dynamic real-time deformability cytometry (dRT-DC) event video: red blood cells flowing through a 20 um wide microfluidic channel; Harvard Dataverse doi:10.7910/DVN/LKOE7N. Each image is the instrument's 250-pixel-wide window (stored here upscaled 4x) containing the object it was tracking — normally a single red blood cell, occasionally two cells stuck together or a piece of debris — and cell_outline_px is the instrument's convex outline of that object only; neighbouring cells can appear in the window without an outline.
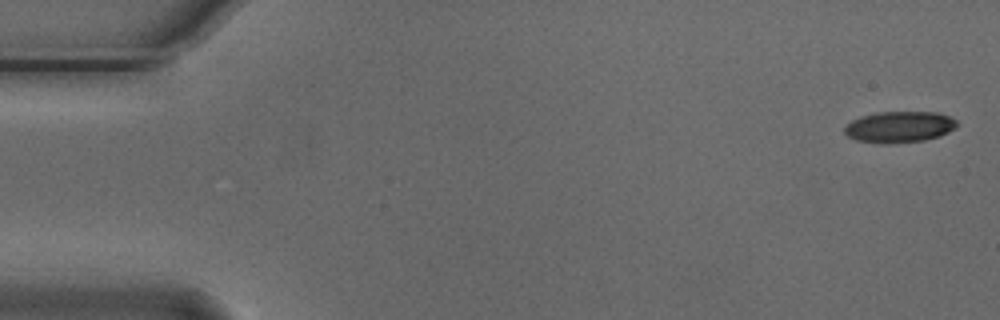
{"species": "Egyptian fruit bat (a non-hibernating species)", "species_latin": "Rousettus aegyptiacus", "temperature_condition": "cold", "stored_images_in_passage": 5, "camera_frame_rate_fps": 3000, "um_per_image_px": 0.085, "animal": {"sex": "male"}, "frame": {"image": 1, "passage_image": 1, "time_ms": 0.0, "image_size_px": [1000, 320], "cell_outline_px": [[960, 124], [956, 128], [940, 136], [924, 140], [884, 144], [856, 140], [848, 136], [844, 132], [844, 128], [852, 120], [860, 116], [880, 112], [940, 112], [956, 120]], "centroid_in_image_um": [76.48, 10.78], "position_along_channel_um": 8.5, "area_um2": 20.52}}
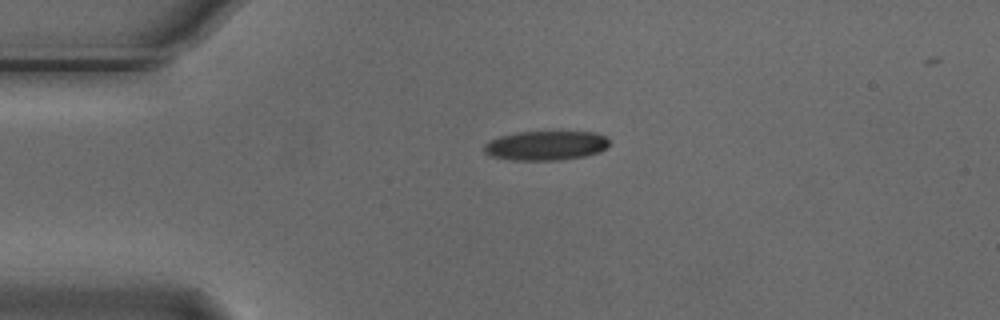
{"frame": {"image": 2, "passage_image": 4, "time_ms": 1.0, "image_size_px": [1000, 320], "cell_outline_px": [[608, 144], [600, 152], [584, 156], [556, 160], [512, 160], [488, 156], [484, 152], [484, 144], [500, 136], [516, 132], [592, 132], [604, 136], [608, 140]], "centroid_in_image_um": [46.35, 12.38], "position_along_channel_um": 38.7, "area_um2": 21.27}}